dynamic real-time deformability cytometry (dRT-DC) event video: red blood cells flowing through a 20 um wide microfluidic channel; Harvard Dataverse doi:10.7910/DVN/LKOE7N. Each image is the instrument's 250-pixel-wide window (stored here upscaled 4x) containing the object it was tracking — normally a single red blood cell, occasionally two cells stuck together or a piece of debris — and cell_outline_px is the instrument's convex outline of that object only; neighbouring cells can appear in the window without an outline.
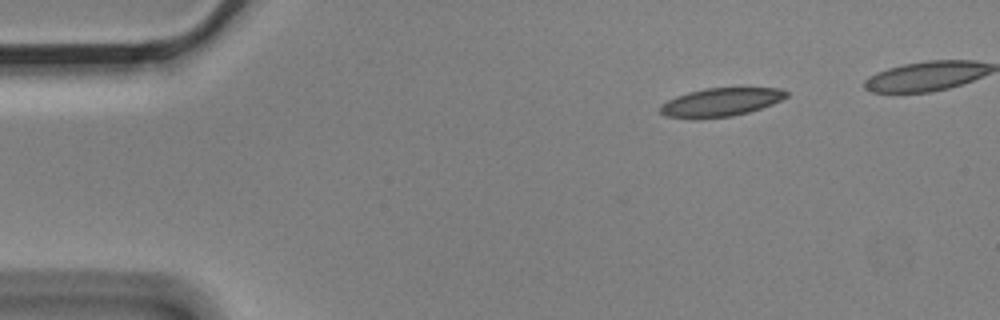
{"species": "Egyptian fruit bat (a non-hibernating species)", "species_latin": "Rousettus aegyptiacus", "temperature_condition": "cold", "stored_images_in_passage": 5, "camera_frame_rate_fps": 3000, "um_per_image_px": 0.085, "animal": {"sex": "male"}, "frame": {"image": 1, "passage_image": 1, "time_ms": 0.0, "image_size_px": [1000, 320], "cell_outline_px": [[788, 96], [772, 104], [748, 112], [732, 116], [700, 120], [692, 120], [664, 116], [660, 112], [660, 104], [676, 96], [688, 92], [704, 88], [780, 88], [788, 92]], "centroid_in_image_um": [61.19, 8.71], "position_along_channel_um": 23.8, "area_um2": 21.21}}
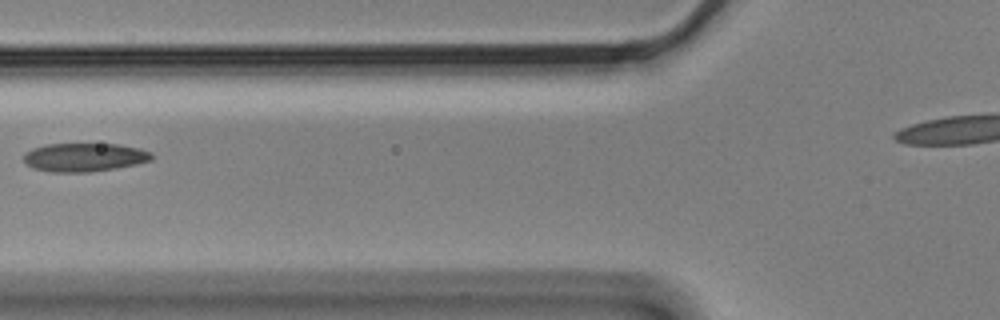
{"frame": {"image": 2, "passage_image": 5, "time_ms": 1.333, "image_size_px": [1000, 320], "cell_outline_px": [[156, 156], [152, 160], [136, 164], [116, 168], [88, 172], [52, 172], [32, 168], [24, 160], [24, 152], [32, 148], [44, 144], [120, 144], [140, 148], [152, 152]], "centroid_in_image_um": [7.2, 13.36], "position_along_channel_um": 118.6, "area_um2": 21.5}}